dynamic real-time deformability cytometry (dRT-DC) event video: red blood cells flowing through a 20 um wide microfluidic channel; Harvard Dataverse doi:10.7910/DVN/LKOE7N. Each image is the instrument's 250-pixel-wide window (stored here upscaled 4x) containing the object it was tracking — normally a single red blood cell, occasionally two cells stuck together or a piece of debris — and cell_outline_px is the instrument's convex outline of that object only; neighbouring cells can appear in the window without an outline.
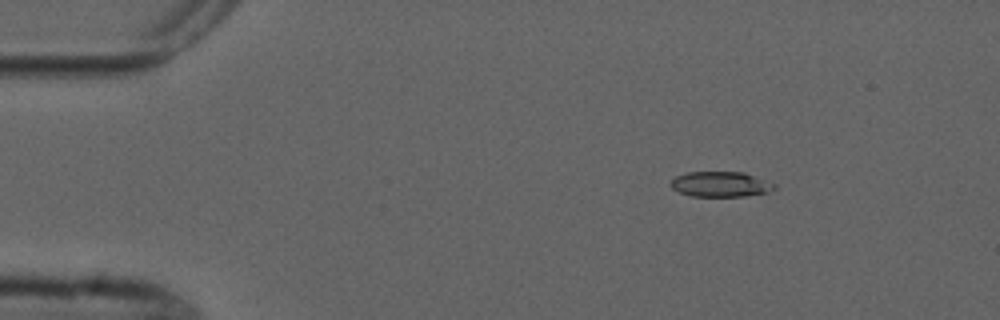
{"species": "common noctule bat (a hibernating species)", "species_latin": "Nyctalus noctula", "temperature_condition": "cold", "stored_images_in_passage": 4, "camera_frame_rate_fps": 3000, "um_per_image_px": 0.085, "animal": {"sex": "male", "forearm_length_mm": 52.5}, "frame": {"image": 1, "passage_image": 2, "time_ms": 1.0, "image_size_px": [1000, 320], "cell_outline_px": [[776, 188], [764, 192], [744, 196], [692, 196], [680, 192], [672, 188], [668, 184], [676, 176], [688, 172], [744, 172], [776, 184]], "centroid_in_image_um": [61.22, 15.65], "position_along_channel_um": 23.8, "area_um2": 15.09}}
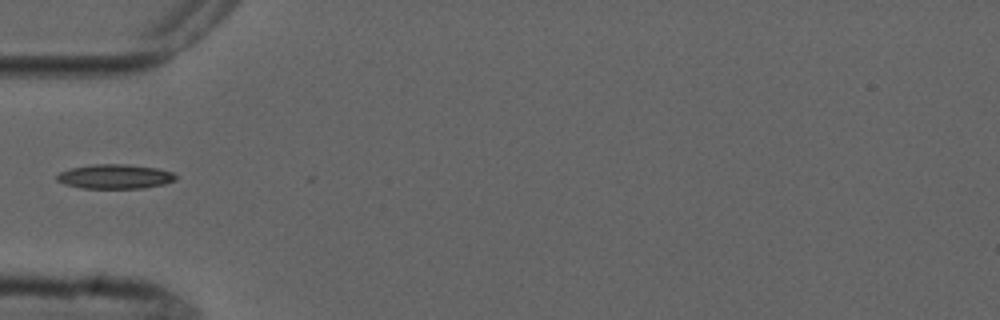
{"frame": {"image": 2, "passage_image": 4, "time_ms": 4.333, "image_size_px": [1000, 320], "cell_outline_px": [[176, 180], [164, 184], [144, 188], [80, 188], [64, 184], [56, 180], [56, 176], [60, 172], [72, 168], [92, 164], [128, 164], [156, 168], [172, 172], [176, 176]], "centroid_in_image_um": [9.76, 15.0], "position_along_channel_um": 75.2, "area_um2": 16.94}}